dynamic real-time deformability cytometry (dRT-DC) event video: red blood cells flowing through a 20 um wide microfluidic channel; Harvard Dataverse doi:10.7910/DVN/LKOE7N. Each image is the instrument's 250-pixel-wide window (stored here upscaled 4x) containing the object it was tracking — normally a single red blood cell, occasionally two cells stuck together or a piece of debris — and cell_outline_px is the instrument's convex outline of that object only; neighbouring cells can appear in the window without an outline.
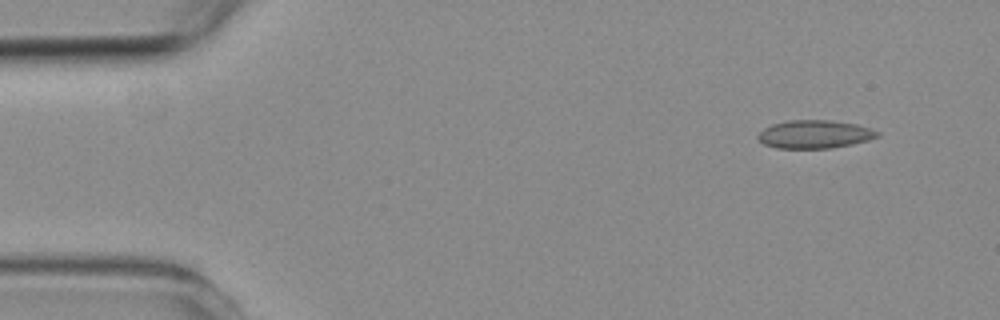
{"species": "common noctule bat (a hibernating species)", "species_latin": "Nyctalus noctula", "temperature_condition": "room temperature", "stored_images_in_passage": 4, "camera_frame_rate_fps": 3000, "um_per_image_px": 0.085, "animal": {"sex": "female", "body_mass_g": 19.3, "forearm_length_mm": 54.1}, "frame": {"image": 1, "passage_image": 1, "time_ms": 0.0, "image_size_px": [1000, 320], "cell_outline_px": [[880, 136], [868, 140], [852, 144], [832, 148], [776, 148], [764, 144], [756, 136], [764, 128], [772, 124], [788, 120], [828, 120], [856, 124], [872, 128], [880, 132]], "centroid_in_image_um": [69.27, 11.41], "position_along_channel_um": 15.7, "area_um2": 19.65}}
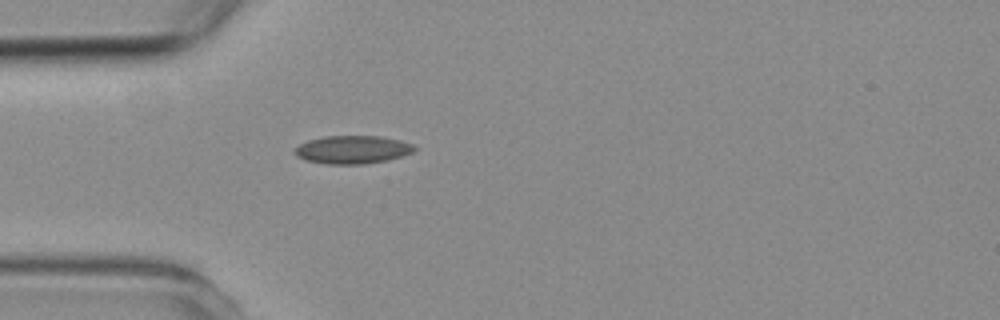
{"frame": {"image": 2, "passage_image": 4, "time_ms": 3.333, "image_size_px": [1000, 320], "cell_outline_px": [[416, 148], [412, 152], [388, 160], [364, 164], [328, 164], [304, 160], [296, 156], [292, 152], [300, 144], [308, 140], [324, 136], [380, 136], [400, 140], [412, 144]], "centroid_in_image_um": [29.93, 12.72], "position_along_channel_um": 55.1, "area_um2": 19.59}}